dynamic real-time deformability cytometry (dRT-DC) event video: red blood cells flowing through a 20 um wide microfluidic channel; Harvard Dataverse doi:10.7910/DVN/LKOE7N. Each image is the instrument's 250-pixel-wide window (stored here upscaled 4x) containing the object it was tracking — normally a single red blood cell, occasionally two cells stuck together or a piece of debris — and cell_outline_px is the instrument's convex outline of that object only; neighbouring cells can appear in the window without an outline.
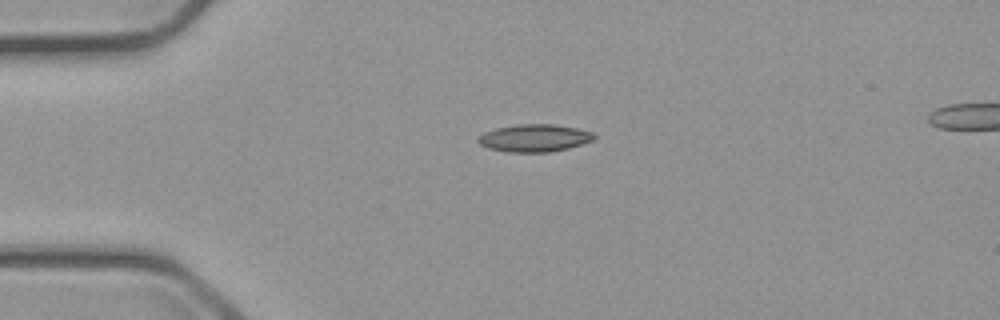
{"species": "common noctule bat (a hibernating species)", "species_latin": "Nyctalus noctula", "temperature_condition": "cold", "stored_images_in_passage": 1, "camera_frame_rate_fps": 3000, "um_per_image_px": 0.085, "animal": {"sex": "male", "body_mass_g": 23.1, "forearm_length_mm": 52.7}, "frame": {"image": 1, "passage_image": 1, "time_ms": 0.0, "image_size_px": [1000, 320], "cell_outline_px": [[596, 140], [568, 148], [548, 152], [508, 152], [488, 148], [480, 144], [476, 140], [484, 132], [496, 128], [516, 124], [556, 124], [576, 128], [592, 132], [596, 136]], "centroid_in_image_um": [45.44, 11.73], "position_along_channel_um": 39.6, "area_um2": 18.67}}